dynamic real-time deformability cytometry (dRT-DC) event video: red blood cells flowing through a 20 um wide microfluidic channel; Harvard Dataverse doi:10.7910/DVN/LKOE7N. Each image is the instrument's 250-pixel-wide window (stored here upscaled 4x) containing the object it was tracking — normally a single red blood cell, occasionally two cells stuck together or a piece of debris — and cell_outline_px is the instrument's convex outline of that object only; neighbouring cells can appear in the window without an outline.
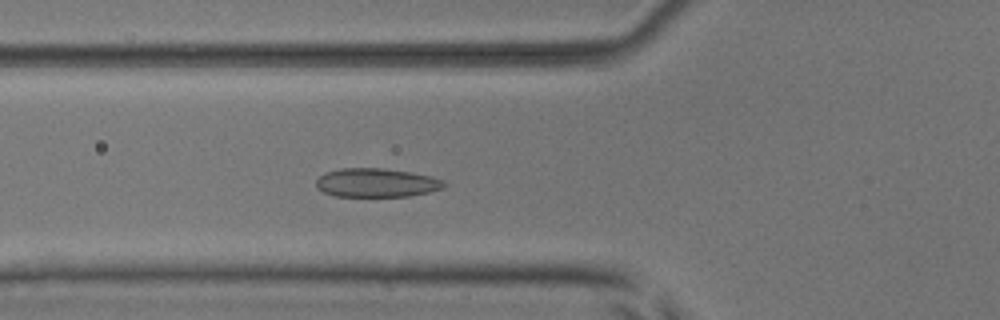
{"species": "common noctule bat (a hibernating species)", "species_latin": "Nyctalus noctula", "temperature_condition": "room temperature", "stored_images_in_passage": 47, "camera_frame_rate_fps": 3000, "um_per_image_px": 0.085, "animal": {"sex": "male", "body_mass_g": 17.9, "forearm_length_mm": 54.2}, "frame": {"image": 1, "passage_image": 20, "time_ms": 6.333, "image_size_px": [1000, 320], "cell_outline_px": [[448, 184], [444, 188], [428, 192], [408, 196], [336, 196], [324, 192], [316, 188], [316, 180], [324, 172], [340, 168], [384, 168], [412, 172], [432, 176], [444, 180]], "centroid_in_image_um": [32.02, 15.52], "position_along_channel_um": 93.8, "area_um2": 21.68}}
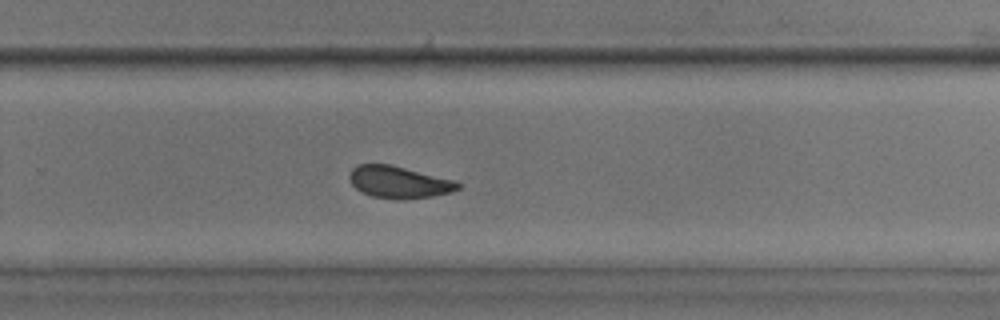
{"frame": {"image": 2, "passage_image": 36, "time_ms": 11.667, "image_size_px": [1000, 320], "cell_outline_px": [[460, 188], [452, 192], [432, 196], [400, 200], [372, 196], [360, 192], [352, 184], [348, 176], [352, 168], [356, 164], [388, 164], [456, 180], [460, 184]], "centroid_in_image_um": [33.9, 15.48], "position_along_channel_um": 295.9, "area_um2": 20.29}}
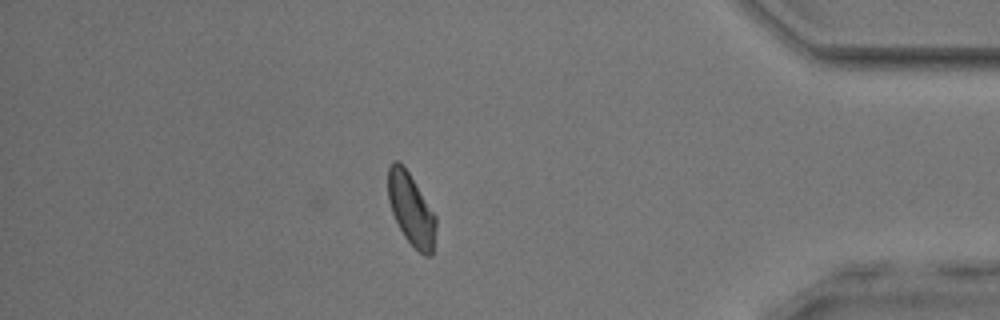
{"frame": {"image": 3, "passage_image": 47, "time_ms": 15.333, "image_size_px": [1000, 320], "cell_outline_px": [[436, 228], [432, 256], [424, 256], [404, 236], [392, 212], [388, 200], [388, 168], [392, 160], [396, 160], [404, 164], [436, 216]], "centroid_in_image_um": [34.94, 17.76], "position_along_channel_um": 400.3, "area_um2": 20.06}, "authors_computed_cell_mechanics": {"area_um2": 21.5016, "velocity_mm_per_s": 3.7958, "shape_relaxation_time_tau1_ms": 5.8275, "shape_relaxation_time_tau2_ms": 1.8617, "deformation_change_tau1": 0.1224, "deformation_change_tau2": 0.0596}}